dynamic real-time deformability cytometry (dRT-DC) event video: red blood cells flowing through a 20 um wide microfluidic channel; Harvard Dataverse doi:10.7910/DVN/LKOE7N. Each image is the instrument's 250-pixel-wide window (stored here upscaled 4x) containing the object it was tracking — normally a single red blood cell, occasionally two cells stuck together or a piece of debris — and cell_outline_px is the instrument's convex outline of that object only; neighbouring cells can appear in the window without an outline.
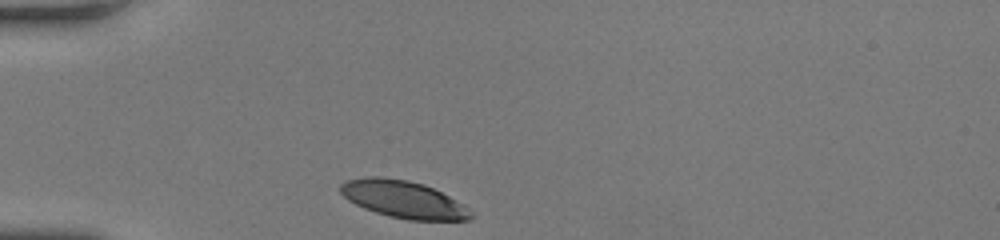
{"species": "human", "species_latin": "Homo sapiens", "temperature_condition": "room temperature", "stored_images_in_passage": 28, "camera_frame_rate_fps": 3000, "um_per_image_px": 0.085, "donor": {"sex": "female"}, "frame": {"image": 1, "passage_image": 1, "time_ms": 0.0, "image_size_px": [1000, 240], "cell_outline_px": [[476, 216], [468, 220], [408, 220], [388, 216], [364, 208], [348, 200], [340, 192], [340, 184], [348, 180], [368, 176], [380, 176], [408, 180], [424, 184], [448, 196], [472, 212]], "centroid_in_image_um": [34.26, 16.94], "position_along_channel_um": 50.7, "area_um2": 28.09}}
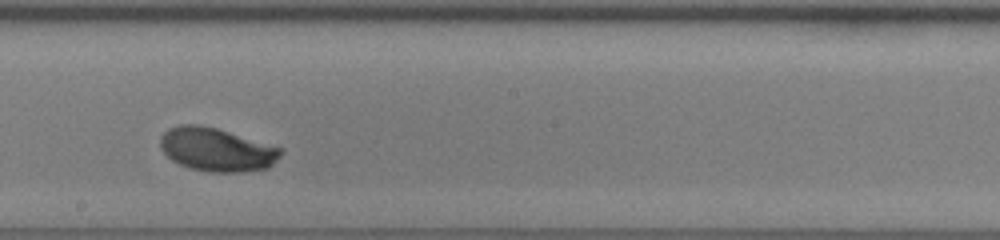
{"frame": {"image": 2, "passage_image": 16, "time_ms": 5.0, "image_size_px": [1000, 240], "cell_outline_px": [[284, 152], [268, 168], [240, 172], [212, 172], [188, 168], [172, 160], [160, 148], [160, 136], [168, 128], [180, 124], [200, 124], [216, 128], [284, 148]], "centroid_in_image_um": [18.41, 12.71], "position_along_channel_um": 229.8, "area_um2": 30.63}}
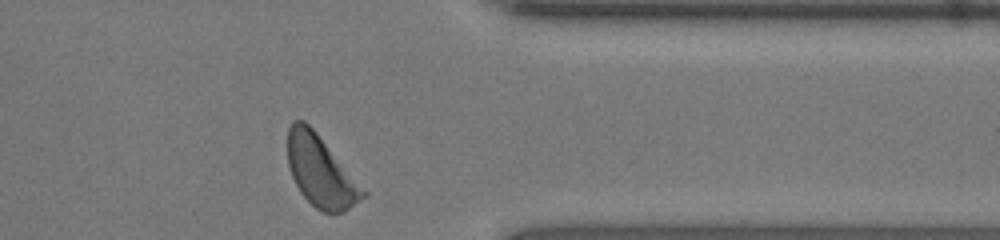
{"frame": {"image": 3, "passage_image": 28, "time_ms": 9.0, "image_size_px": [1000, 240], "cell_outline_px": [[368, 196], [344, 212], [324, 212], [316, 208], [300, 192], [292, 176], [288, 164], [288, 128], [292, 120], [304, 120], [316, 132], [368, 192]], "centroid_in_image_um": [27.28, 14.57], "position_along_channel_um": 384.1, "area_um2": 31.04}, "authors_computed_cell_mechanics": {"area_um2": 29.767, "velocity_mm_per_s": 4.0352, "shape_relaxation_time_tau1_ms": 1.2855, "shape_relaxation_time_tau2_ms": null, "deformation_change_tau1": 0.1073, "deformation_change_tau2": null}}